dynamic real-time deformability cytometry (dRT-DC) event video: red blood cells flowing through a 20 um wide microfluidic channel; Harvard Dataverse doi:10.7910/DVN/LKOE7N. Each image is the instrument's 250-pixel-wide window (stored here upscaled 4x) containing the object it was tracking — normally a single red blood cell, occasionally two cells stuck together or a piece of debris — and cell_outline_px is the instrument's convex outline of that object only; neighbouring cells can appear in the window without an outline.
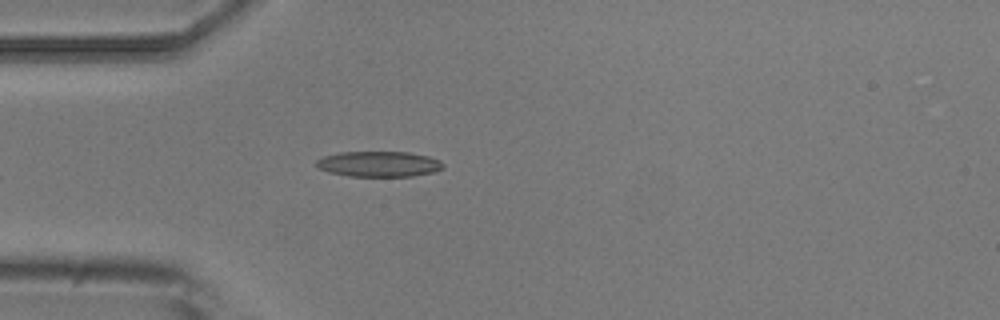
{"species": "common noctule bat (a hibernating species)", "species_latin": "Nyctalus noctula", "temperature_condition": "room temperature", "stored_images_in_passage": 3, "camera_frame_rate_fps": 3000, "um_per_image_px": 0.085, "animal": {"sex": "male", "body_mass_g": 20.5, "forearm_length_mm": 52.5}, "frame": {"image": 1, "passage_image": 3, "time_ms": 2.333, "image_size_px": [1000, 320], "cell_outline_px": [[444, 168], [436, 172], [412, 176], [348, 176], [328, 172], [320, 168], [316, 164], [316, 160], [324, 156], [340, 152], [408, 152], [428, 156], [440, 160], [444, 164]], "centroid_in_image_um": [32.24, 13.94], "position_along_channel_um": 52.8, "area_um2": 18.9}}